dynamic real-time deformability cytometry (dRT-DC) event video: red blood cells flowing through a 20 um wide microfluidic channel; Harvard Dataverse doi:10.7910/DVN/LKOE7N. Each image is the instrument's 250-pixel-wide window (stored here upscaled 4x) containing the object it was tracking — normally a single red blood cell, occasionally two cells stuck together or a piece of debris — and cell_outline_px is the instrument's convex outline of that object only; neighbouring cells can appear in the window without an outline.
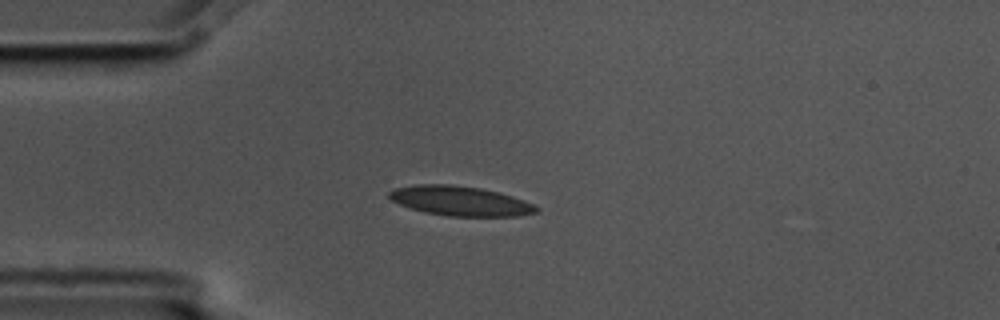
{"species": "common noctule bat (a hibernating species)", "species_latin": "Nyctalus noctula", "temperature_condition": "cold", "stored_images_in_passage": 8, "camera_frame_rate_fps": 3000, "um_per_image_px": 0.085, "animal": {"sex": "male", "body_mass_g": 17.5, "forearm_length_mm": 52.3}, "frame": {"image": 1, "passage_image": 3, "time_ms": 0.667, "image_size_px": [1000, 320], "cell_outline_px": [[540, 212], [516, 216], [448, 216], [424, 212], [400, 204], [392, 200], [388, 196], [388, 192], [396, 188], [416, 184], [448, 184], [480, 188], [500, 192], [524, 200], [540, 208]], "centroid_in_image_um": [39.14, 17.08], "position_along_channel_um": 45.9, "area_um2": 25.37}}